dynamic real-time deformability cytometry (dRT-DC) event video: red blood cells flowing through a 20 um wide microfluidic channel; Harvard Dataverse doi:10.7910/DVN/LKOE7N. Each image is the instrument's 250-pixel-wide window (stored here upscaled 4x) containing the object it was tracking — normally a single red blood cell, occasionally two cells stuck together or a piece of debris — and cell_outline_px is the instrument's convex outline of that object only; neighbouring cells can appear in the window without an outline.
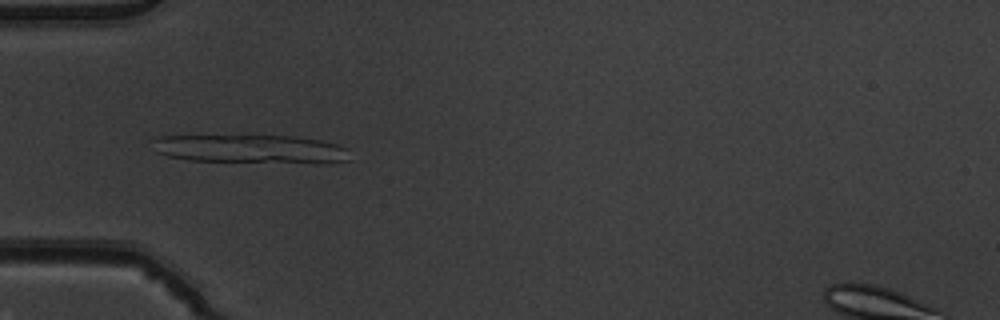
{"species": "common noctule bat (a hibernating species)", "species_latin": "Nyctalus noctula", "temperature_condition": "warm", "stored_images_in_passage": 44, "camera_frame_rate_fps": 3000, "um_per_image_px": 0.085, "animal": {"sex": "male", "body_mass_g": 19.5, "forearm_length_mm": 54.6}, "frame": {"image": 1, "passage_image": 9, "time_ms": 2.667, "image_size_px": [1000, 320], "cell_outline_px": [[352, 160], [328, 164], [316, 164], [188, 160], [168, 156], [156, 152], [156, 140], [160, 136], [292, 136], [320, 140], [336, 144], [348, 148]], "centroid_in_image_um": [21.5, 12.7], "position_along_channel_um": 63.5, "area_um2": 33.18}}
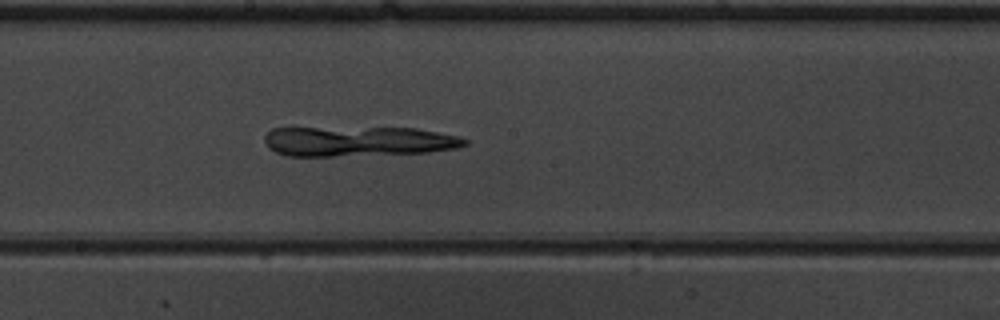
{"frame": {"image": 2, "passage_image": 21, "time_ms": 6.667, "image_size_px": [1000, 320], "cell_outline_px": [[468, 144], [456, 148], [428, 152], [332, 156], [288, 156], [276, 152], [268, 148], [264, 140], [264, 136], [272, 128], [416, 128], [456, 136], [468, 140]], "centroid_in_image_um": [30.41, 12.01], "position_along_channel_um": 217.8, "area_um2": 34.68}}
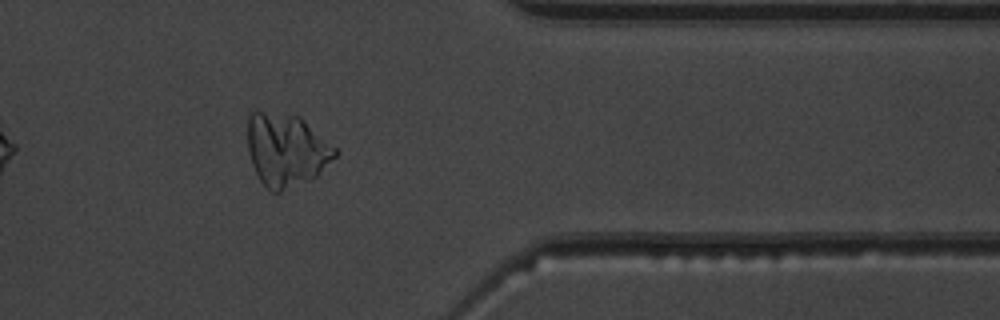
{"frame": {"image": 3, "passage_image": 35, "time_ms": 11.333, "image_size_px": [1000, 320], "cell_outline_px": [[340, 152], [316, 176], [280, 192], [272, 192], [260, 180], [252, 164], [248, 148], [248, 116], [252, 112], [264, 112], [300, 116], [336, 148]], "centroid_in_image_um": [24.34, 12.74], "position_along_channel_um": 387.1, "area_um2": 36.65}}